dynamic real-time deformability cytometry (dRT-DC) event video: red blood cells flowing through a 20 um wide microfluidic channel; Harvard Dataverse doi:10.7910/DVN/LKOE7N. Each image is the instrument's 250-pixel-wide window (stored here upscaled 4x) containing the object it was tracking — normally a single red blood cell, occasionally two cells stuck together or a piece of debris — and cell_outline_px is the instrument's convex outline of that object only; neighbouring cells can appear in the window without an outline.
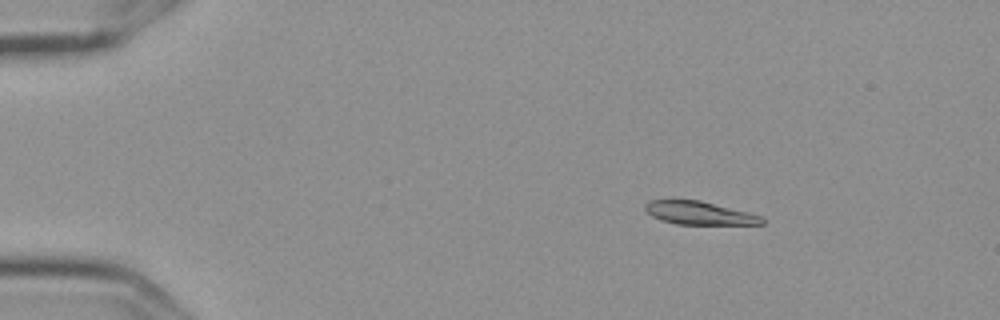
{"species": "Egyptian fruit bat (a non-hibernating species)", "species_latin": "Rousettus aegyptiacus", "temperature_condition": "cold", "stored_images_in_passage": 51, "camera_frame_rate_fps": 3000, "um_per_image_px": 0.085, "frame": {"image": 1, "passage_image": 3, "time_ms": 0.667, "image_size_px": [1000, 320], "cell_outline_px": [[764, 224], [676, 224], [652, 216], [644, 208], [644, 204], [648, 200], [700, 200], [748, 212], [760, 216], [764, 220]], "centroid_in_image_um": [59.42, 18.1], "position_along_channel_um": 25.6, "area_um2": 15.55}}
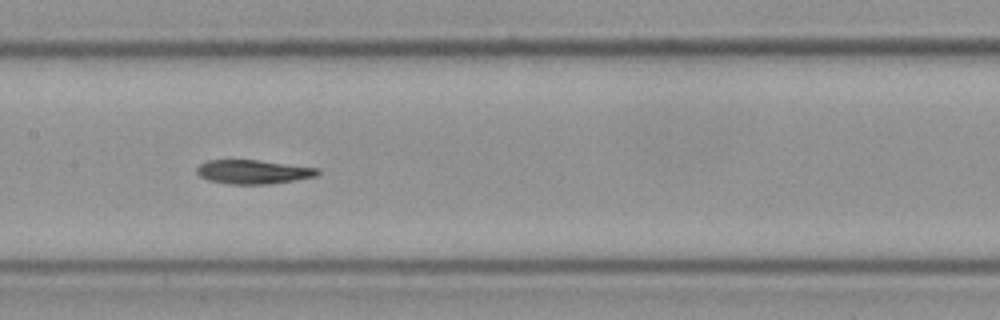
{"frame": {"image": 2, "passage_image": 23, "time_ms": 7.333, "image_size_px": [1000, 320], "cell_outline_px": [[320, 172], [316, 176], [268, 184], [232, 184], [208, 180], [200, 176], [196, 172], [196, 168], [200, 164], [208, 160], [256, 160], [320, 168]], "centroid_in_image_um": [21.51, 14.6], "position_along_channel_um": 185.9, "area_um2": 16.7}}
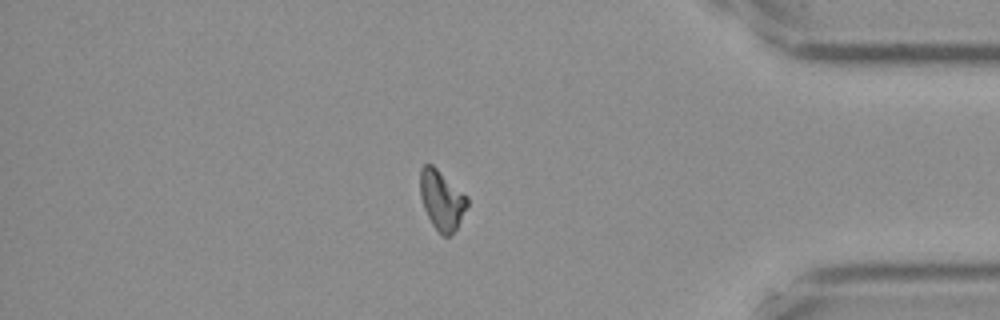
{"frame": {"image": 3, "passage_image": 43, "time_ms": 14.0, "image_size_px": [1000, 320], "cell_outline_px": [[468, 204], [456, 228], [448, 236], [444, 236], [432, 224], [424, 208], [420, 196], [420, 168], [424, 164], [432, 164], [468, 196]], "centroid_in_image_um": [37.53, 16.96], "position_along_channel_um": 397.7, "area_um2": 16.13}, "authors_computed_cell_mechanics": {"area_um2": 16.8198, "velocity_mm_per_s": 3.5925, "shape_relaxation_time_tau1_ms": 8.017, "shape_relaxation_time_tau2_ms": 5.0047, "deformation_change_tau1": 0.2297, "deformation_change_tau2": 0.1279}}